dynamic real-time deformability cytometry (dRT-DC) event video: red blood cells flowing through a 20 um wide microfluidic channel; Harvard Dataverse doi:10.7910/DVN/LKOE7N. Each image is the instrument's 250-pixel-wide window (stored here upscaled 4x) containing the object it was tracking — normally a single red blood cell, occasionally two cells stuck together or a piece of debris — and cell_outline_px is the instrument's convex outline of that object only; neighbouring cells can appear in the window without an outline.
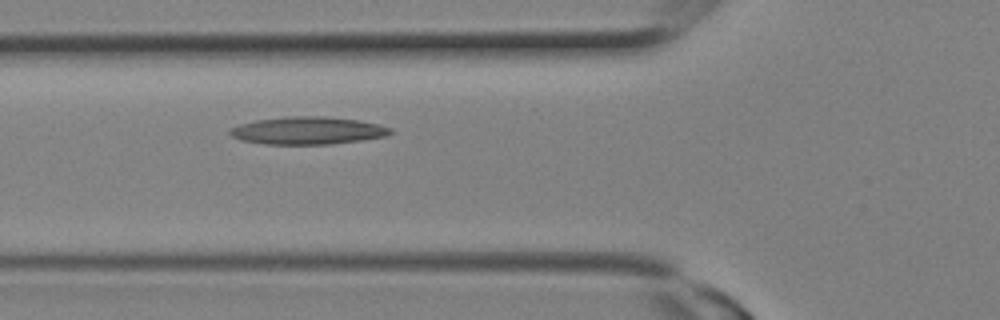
{"species": "Egyptian fruit bat (a non-hibernating species)", "species_latin": "Rousettus aegyptiacus", "temperature_condition": "room temperature", "stored_images_in_passage": 2, "camera_frame_rate_fps": 3000, "um_per_image_px": 0.085, "animal": {"sex": "female"}, "frame": {"image": 1, "passage_image": 2, "time_ms": 0.333, "image_size_px": [1000, 320], "cell_outline_px": [[392, 132], [384, 136], [360, 140], [332, 144], [264, 144], [240, 140], [232, 136], [228, 132], [228, 128], [240, 124], [256, 120], [288, 116], [324, 116], [360, 120], [392, 128]], "centroid_in_image_um": [26.11, 11.09], "position_along_channel_um": 99.7, "area_um2": 25.78}}